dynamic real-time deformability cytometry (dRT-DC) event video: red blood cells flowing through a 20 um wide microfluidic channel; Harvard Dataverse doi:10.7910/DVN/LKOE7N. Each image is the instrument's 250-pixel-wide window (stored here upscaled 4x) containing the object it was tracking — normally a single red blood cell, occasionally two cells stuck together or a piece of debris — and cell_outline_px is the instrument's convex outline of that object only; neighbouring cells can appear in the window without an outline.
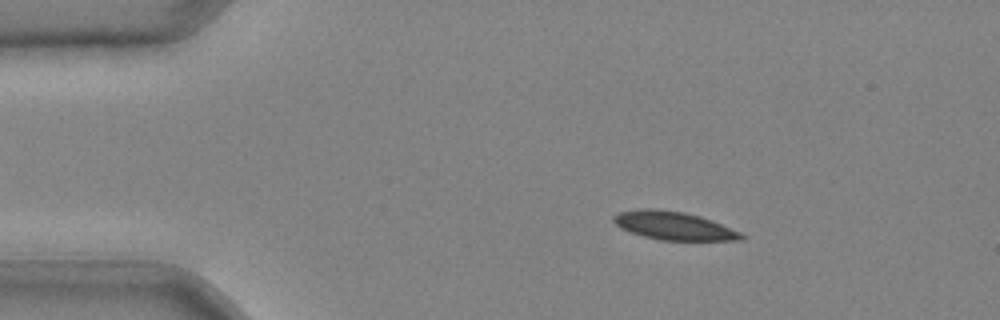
{"species": "common noctule bat (a hibernating species)", "species_latin": "Nyctalus noctula", "temperature_condition": "cold", "stored_images_in_passage": 36, "camera_frame_rate_fps": 3000, "um_per_image_px": 0.085, "animal": {"sex": "male", "body_mass_g": 20.4}, "frame": {"image": 1, "passage_image": 1, "time_ms": 0.0, "image_size_px": [1000, 320], "cell_outline_px": [[748, 236], [744, 240], [660, 240], [644, 236], [620, 228], [612, 220], [612, 216], [620, 212], [640, 208], [656, 208], [684, 212], [700, 216], [712, 220], [740, 232]], "centroid_in_image_um": [57.28, 19.18], "position_along_channel_um": 27.7, "area_um2": 21.1}}
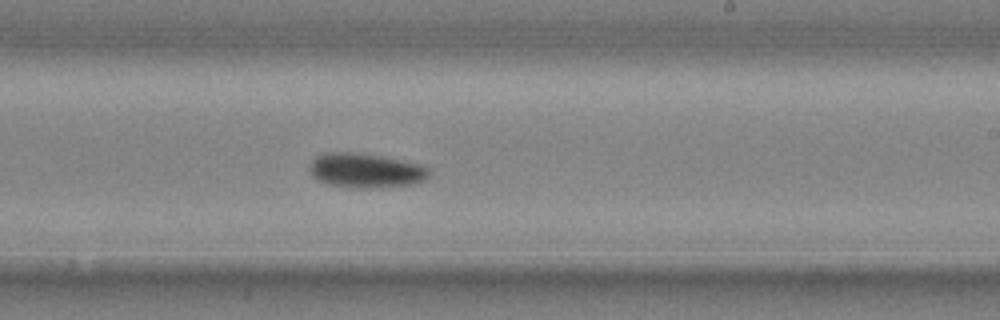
{"frame": {"image": 2, "passage_image": 20, "time_ms": 6.333, "image_size_px": [1000, 320], "cell_outline_px": [[428, 176], [424, 180], [412, 184], [372, 188], [352, 188], [324, 184], [308, 168], [312, 160], [316, 156], [328, 152], [348, 152], [380, 156], [420, 164], [428, 168]], "centroid_in_image_um": [31.06, 14.5], "position_along_channel_um": 257.9, "area_um2": 23.76}}
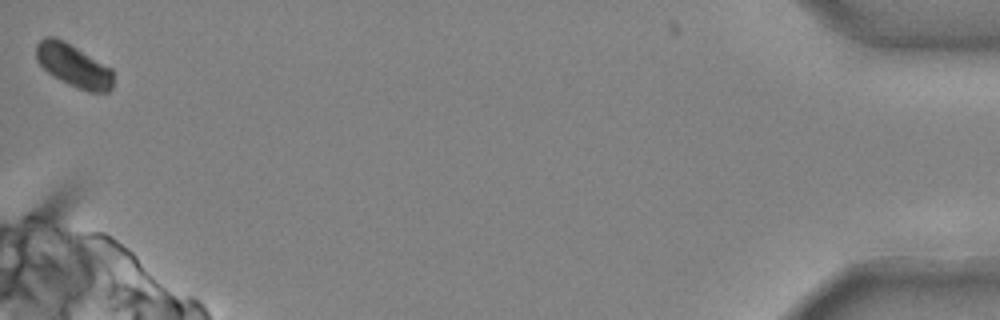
{"frame": {"image": 3, "passage_image": 36, "time_ms": 11.667, "image_size_px": [1000, 320], "cell_outline_px": [[112, 88], [108, 92], [88, 92], [68, 84], [52, 76], [36, 60], [36, 44], [44, 36], [52, 36], [64, 40], [112, 68]], "centroid_in_image_um": [6.24, 5.56], "position_along_channel_um": 429.0, "area_um2": 19.31}}